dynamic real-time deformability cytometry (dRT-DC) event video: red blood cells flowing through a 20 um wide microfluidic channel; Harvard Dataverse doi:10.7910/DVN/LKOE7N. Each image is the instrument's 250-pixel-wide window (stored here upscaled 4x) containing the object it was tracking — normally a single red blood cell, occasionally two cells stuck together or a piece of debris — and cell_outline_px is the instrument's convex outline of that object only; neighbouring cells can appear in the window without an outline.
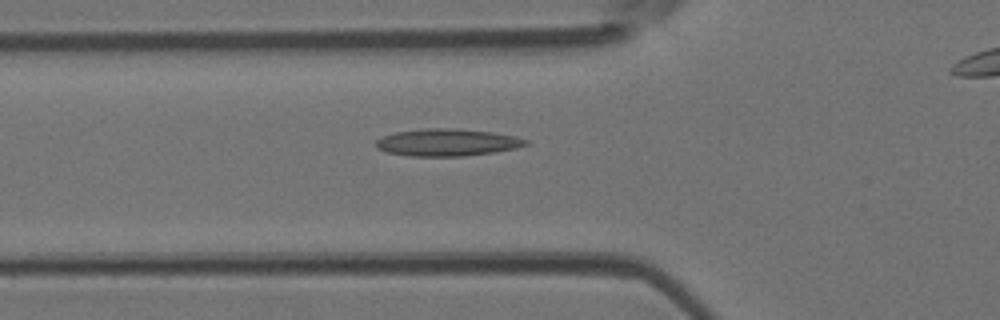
{"species": "Egyptian fruit bat (a non-hibernating species)", "species_latin": "Rousettus aegyptiacus", "temperature_condition": "room temperature", "stored_images_in_passage": 28, "camera_frame_rate_fps": 3000, "um_per_image_px": 0.085, "animal": {"sex": "female"}, "frame": {"image": 1, "passage_image": 2, "time_ms": 0.333, "image_size_px": [1000, 320], "cell_outline_px": [[528, 144], [516, 148], [492, 152], [464, 156], [408, 156], [388, 152], [376, 148], [376, 140], [384, 136], [396, 132], [424, 128], [448, 128], [492, 132], [516, 136], [528, 140]], "centroid_in_image_um": [38.01, 12.1], "position_along_channel_um": 87.8, "area_um2": 23.58}}
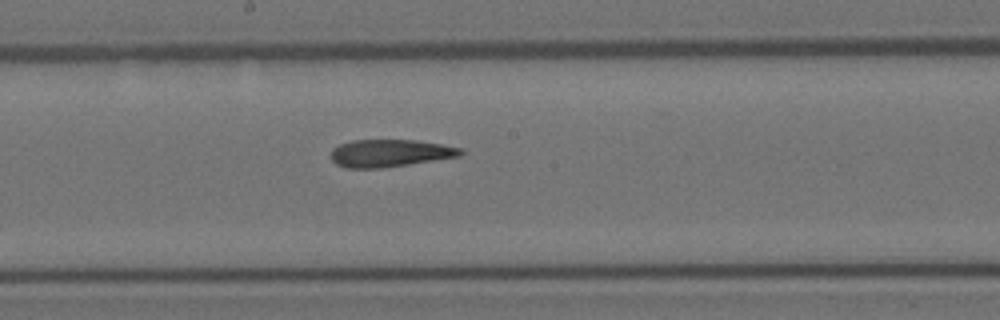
{"frame": {"image": 2, "passage_image": 11, "time_ms": 3.333, "image_size_px": [1000, 320], "cell_outline_px": [[464, 152], [460, 156], [408, 164], [380, 168], [348, 168], [336, 164], [332, 160], [332, 148], [340, 144], [352, 140], [416, 140], [464, 148]], "centroid_in_image_um": [33.15, 13.01], "position_along_channel_um": 215.0, "area_um2": 20.63}}
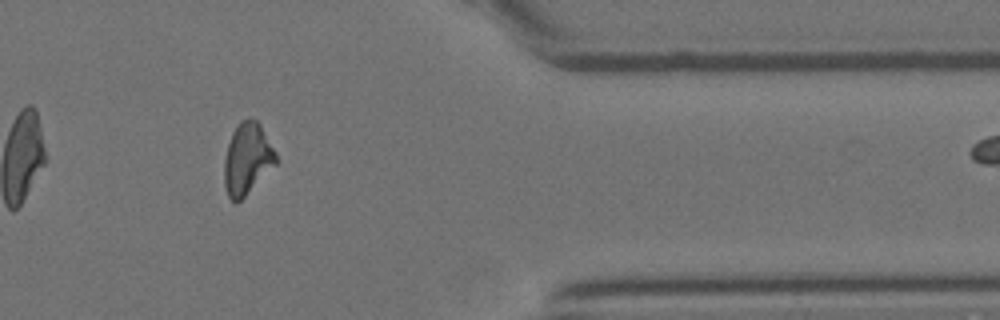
{"frame": {"image": 3, "passage_image": 25, "time_ms": 8.0, "image_size_px": [1000, 320], "cell_outline_px": [[276, 164], [240, 200], [232, 200], [228, 196], [224, 184], [224, 160], [228, 144], [232, 132], [240, 120], [256, 120], [260, 124], [276, 152]], "centroid_in_image_um": [21.0, 13.48], "position_along_channel_um": 390.4, "area_um2": 21.1}}